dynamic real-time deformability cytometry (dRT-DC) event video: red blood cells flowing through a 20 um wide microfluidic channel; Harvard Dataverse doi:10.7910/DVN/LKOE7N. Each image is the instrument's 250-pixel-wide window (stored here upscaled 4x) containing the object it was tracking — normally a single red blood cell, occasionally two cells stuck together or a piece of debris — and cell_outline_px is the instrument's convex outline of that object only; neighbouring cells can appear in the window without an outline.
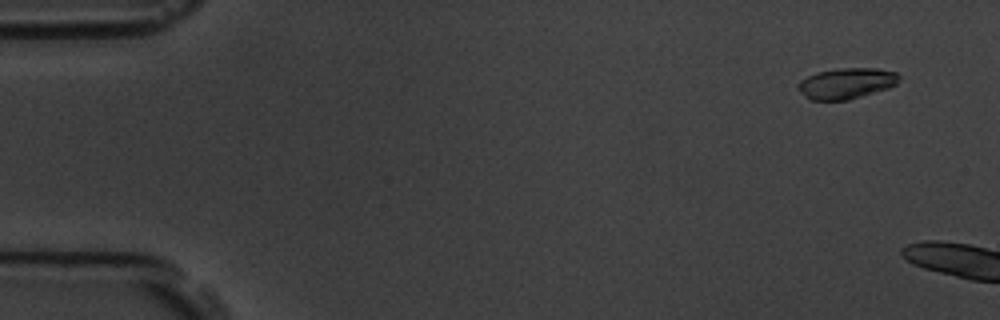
{"species": "common noctule bat (a hibernating species)", "species_latin": "Nyctalus noctula", "temperature_condition": "room temperature", "stored_images_in_passage": 8, "camera_frame_rate_fps": 3000, "um_per_image_px": 0.085, "animal": {"sex": "male", "body_mass_g": 19.5, "forearm_length_mm": 54.6}, "frame": {"image": 1, "passage_image": 4, "time_ms": 1.0, "image_size_px": [1000, 320], "cell_outline_px": [[900, 76], [896, 84], [888, 88], [848, 100], [808, 100], [796, 88], [796, 84], [800, 80], [816, 72], [840, 68], [876, 68], [896, 72]], "centroid_in_image_um": [71.89, 7.09], "position_along_channel_um": 13.1, "area_um2": 18.26}}